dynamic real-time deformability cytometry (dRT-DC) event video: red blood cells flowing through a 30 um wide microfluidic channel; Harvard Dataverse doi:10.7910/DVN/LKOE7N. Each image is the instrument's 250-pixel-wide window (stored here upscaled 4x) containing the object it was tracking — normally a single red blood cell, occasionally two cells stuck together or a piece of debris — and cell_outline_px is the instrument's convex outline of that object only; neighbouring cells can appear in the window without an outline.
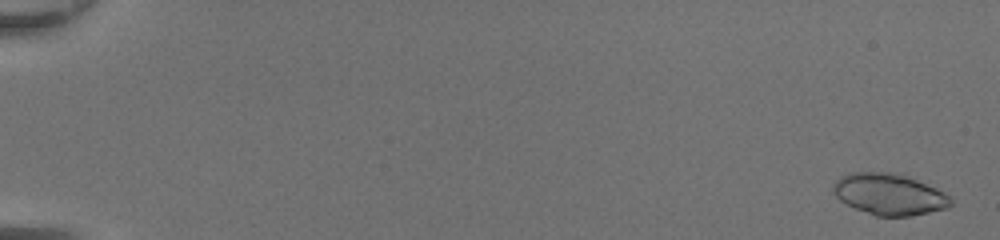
{"species": "common noctule bat (a hibernating species)", "species_latin": "Nyctalus noctula", "temperature_condition": "room temperature", "stored_images_in_passage": 49, "segment_of_instrument_passage": [1, 2], "camera_frame_rate_fps": 3000, "um_per_image_px": 0.085, "animal": {"sex": "female", "body_mass_g": 20.0, "forearm_length_mm": 54.0}, "frame": {"image": 1, "passage_image": 2, "time_ms": 0.333, "image_size_px": [1000, 240], "cell_outline_px": [[952, 204], [948, 208], [912, 216], [876, 216], [856, 208], [840, 200], [832, 192], [832, 184], [840, 176], [848, 172], [896, 172], [908, 176], [936, 188], [952, 196]], "centroid_in_image_um": [75.59, 16.5], "position_along_channel_um": 9.4, "area_um2": 28.61}}
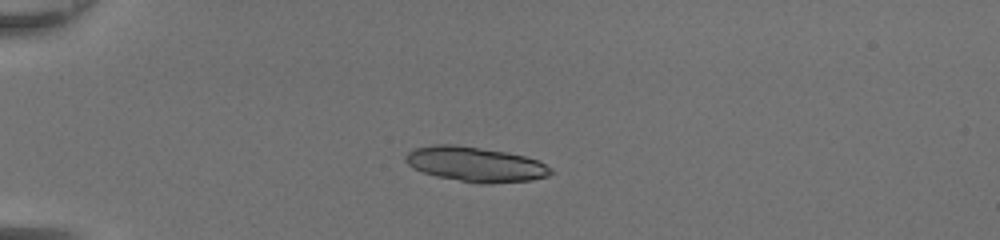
{"frame": {"image": 2, "passage_image": 15, "time_ms": 4.667, "image_size_px": [1000, 240], "cell_outline_px": [[556, 172], [548, 176], [532, 180], [488, 184], [476, 184], [436, 176], [412, 168], [404, 160], [404, 156], [408, 152], [416, 148], [432, 144], [456, 144], [508, 152], [524, 156], [536, 160], [552, 168]], "centroid_in_image_um": [40.42, 13.97], "position_along_channel_um": 44.6, "area_um2": 29.82}}